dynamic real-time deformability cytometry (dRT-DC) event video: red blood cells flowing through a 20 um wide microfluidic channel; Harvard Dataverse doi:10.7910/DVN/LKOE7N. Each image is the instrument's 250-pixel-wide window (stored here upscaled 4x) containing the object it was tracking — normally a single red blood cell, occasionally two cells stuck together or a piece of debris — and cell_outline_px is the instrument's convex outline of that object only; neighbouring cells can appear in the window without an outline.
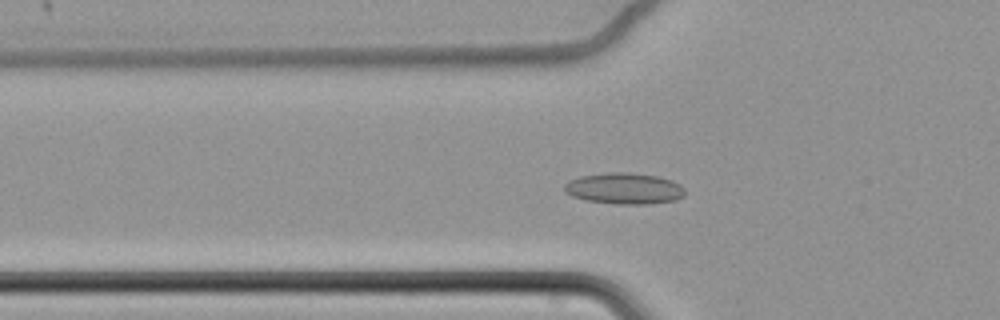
{"species": "common noctule bat (a hibernating species)", "species_latin": "Nyctalus noctula", "temperature_condition": "cold", "stored_images_in_passage": 66, "camera_frame_rate_fps": 3000, "um_per_image_px": 0.085, "animal": {"sex": "female", "body_mass_g": 22.7, "forearm_length_mm": 54.2}, "frame": {"image": 1, "passage_image": 26, "time_ms": 8.333, "image_size_px": [1000, 320], "cell_outline_px": [[684, 196], [676, 200], [648, 204], [616, 204], [588, 200], [572, 196], [564, 192], [564, 184], [568, 180], [580, 176], [608, 172], [628, 172], [656, 176], [672, 180], [680, 184], [684, 188]], "centroid_in_image_um": [53.05, 16.01], "position_along_channel_um": 72.7, "area_um2": 22.02}}
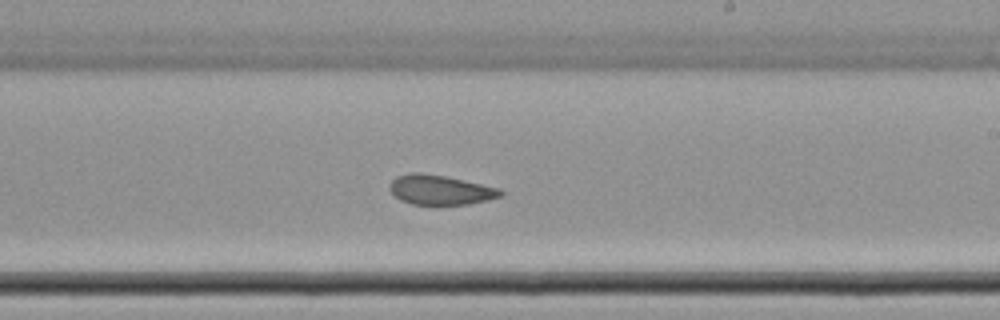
{"frame": {"image": 2, "passage_image": 42, "time_ms": 13.667, "image_size_px": [1000, 320], "cell_outline_px": [[504, 196], [488, 200], [468, 204], [412, 204], [400, 200], [388, 188], [392, 180], [396, 176], [412, 172], [420, 172], [444, 176], [464, 180], [500, 188], [504, 192]], "centroid_in_image_um": [37.44, 16.13], "position_along_channel_um": 251.6, "area_um2": 19.19}}
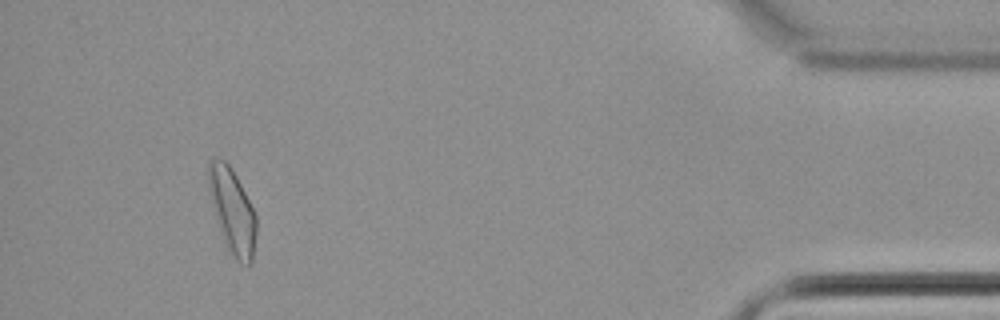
{"frame": {"image": 3, "passage_image": 62, "time_ms": 20.333, "image_size_px": [1000, 320], "cell_outline_px": [[256, 236], [252, 260], [248, 264], [240, 264], [228, 252], [208, 192], [208, 160], [212, 156], [224, 160], [232, 168], [256, 216]], "centroid_in_image_um": [19.72, 17.9], "position_along_channel_um": 415.5, "area_um2": 23.41}, "authors_computed_cell_mechanics": {"area_um2": 21.3282, "velocity_mm_per_s": 3.3926, "shape_relaxation_time_tau1_ms": null, "shape_relaxation_time_tau2_ms": 2.3778, "deformation_change_tau1": null, "deformation_change_tau2": 0.0713}}